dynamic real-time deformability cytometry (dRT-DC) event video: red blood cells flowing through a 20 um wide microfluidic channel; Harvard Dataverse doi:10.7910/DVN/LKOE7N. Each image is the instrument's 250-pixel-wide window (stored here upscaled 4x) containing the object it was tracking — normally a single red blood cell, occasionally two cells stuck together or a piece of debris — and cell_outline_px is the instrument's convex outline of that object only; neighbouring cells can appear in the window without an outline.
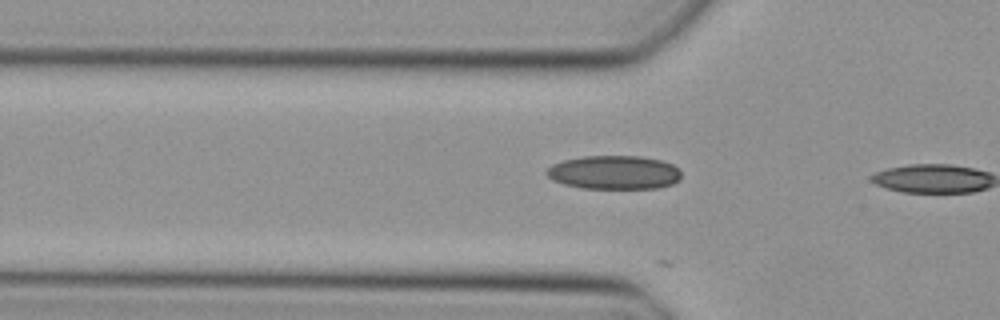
{"species": "Egyptian fruit bat (a non-hibernating species)", "species_latin": "Rousettus aegyptiacus", "temperature_condition": "cold", "stored_images_in_passage": 6, "camera_frame_rate_fps": 3000, "um_per_image_px": 0.085, "animal": {"sex": "female"}, "frame": {"image": 1, "passage_image": 5, "time_ms": 1.333, "image_size_px": [1000, 320], "cell_outline_px": [[680, 180], [672, 184], [656, 188], [580, 188], [564, 184], [552, 180], [544, 172], [552, 164], [564, 160], [584, 156], [640, 156], [660, 160], [672, 164], [680, 172]], "centroid_in_image_um": [52.17, 14.65], "position_along_channel_um": 73.6, "area_um2": 26.41}}